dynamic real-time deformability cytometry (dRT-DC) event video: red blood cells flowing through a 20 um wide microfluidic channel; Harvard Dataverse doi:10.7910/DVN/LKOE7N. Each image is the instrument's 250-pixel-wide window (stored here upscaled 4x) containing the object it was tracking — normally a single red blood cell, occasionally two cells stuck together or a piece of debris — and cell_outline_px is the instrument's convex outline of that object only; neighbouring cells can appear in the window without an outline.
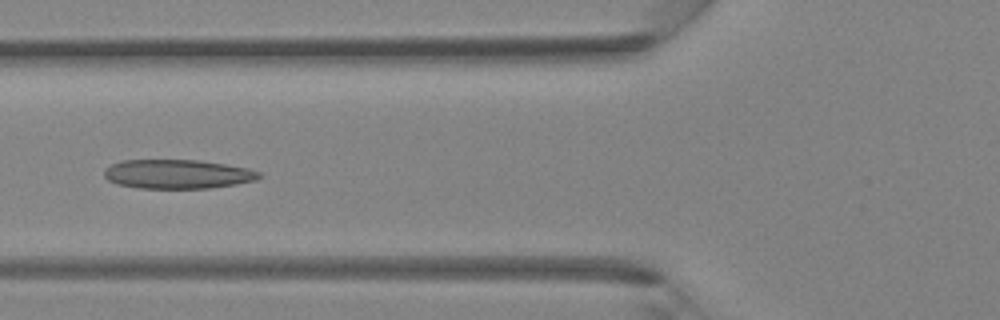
{"species": "Egyptian fruit bat (a non-hibernating species)", "species_latin": "Rousettus aegyptiacus", "temperature_condition": "room temperature", "stored_images_in_passage": 32, "camera_frame_rate_fps": 3000, "um_per_image_px": 0.085, "animal": {"sex": "female"}, "frame": {"image": 1, "passage_image": 6, "time_ms": 1.667, "image_size_px": [1000, 320], "cell_outline_px": [[264, 176], [256, 180], [236, 184], [212, 188], [140, 188], [116, 184], [108, 180], [104, 176], [104, 172], [112, 164], [124, 160], [196, 160], [224, 164], [248, 168], [260, 172]], "centroid_in_image_um": [15.13, 14.8], "position_along_channel_um": 110.7, "area_um2": 26.24}}
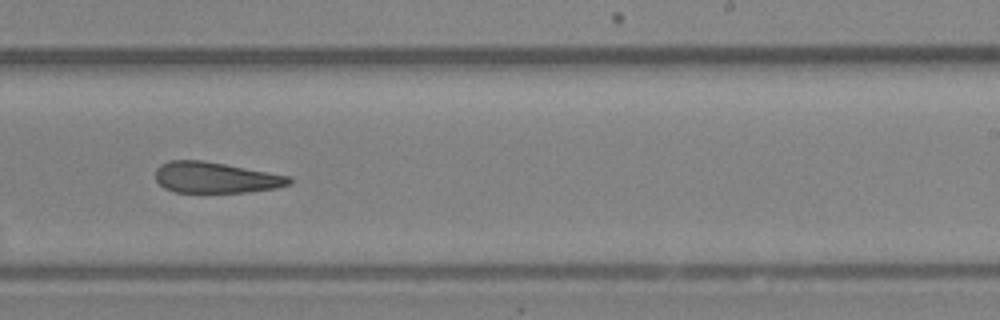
{"frame": {"image": 2, "passage_image": 16, "time_ms": 5.0, "image_size_px": [1000, 320], "cell_outline_px": [[292, 184], [276, 188], [248, 192], [172, 192], [164, 188], [156, 180], [156, 168], [160, 164], [168, 160], [204, 160], [292, 176]], "centroid_in_image_um": [18.34, 15.09], "position_along_channel_um": 270.7, "area_um2": 24.39}}
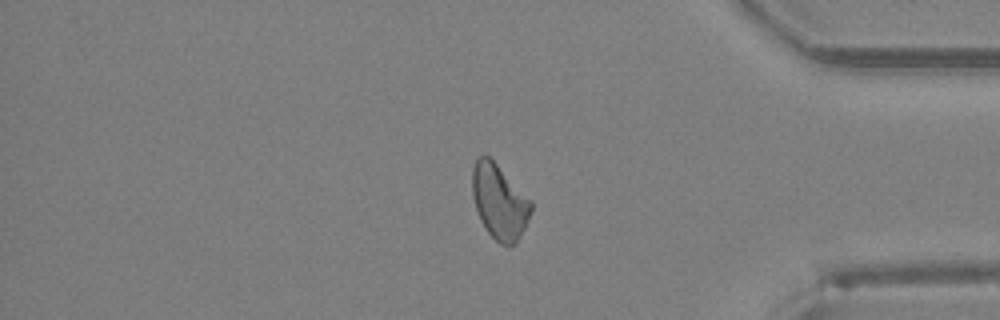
{"frame": {"image": 3, "passage_image": 25, "time_ms": 8.0, "image_size_px": [1000, 320], "cell_outline_px": [[532, 208], [528, 220], [516, 244], [508, 248], [500, 244], [488, 232], [480, 220], [472, 196], [472, 168], [476, 160], [480, 156], [488, 156], [532, 200]], "centroid_in_image_um": [42.45, 17.18], "position_along_channel_um": 392.7, "area_um2": 25.55}}